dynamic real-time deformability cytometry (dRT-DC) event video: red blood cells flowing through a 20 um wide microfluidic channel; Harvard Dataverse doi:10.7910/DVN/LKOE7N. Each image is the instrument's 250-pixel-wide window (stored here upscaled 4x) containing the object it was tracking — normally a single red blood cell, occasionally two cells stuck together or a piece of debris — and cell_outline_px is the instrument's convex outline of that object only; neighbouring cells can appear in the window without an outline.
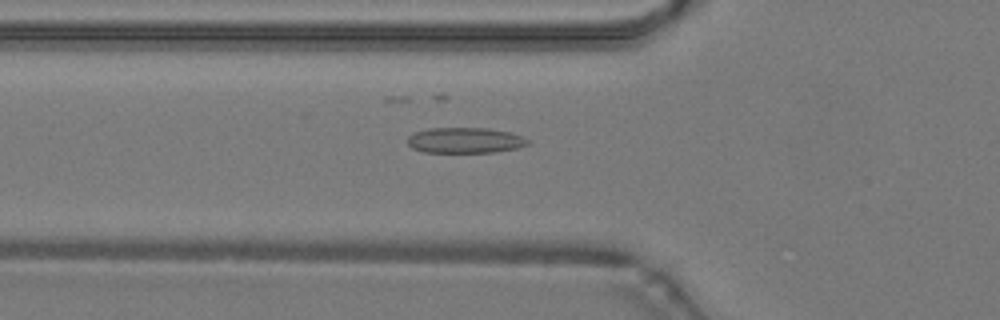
{"species": "common noctule bat (a hibernating species)", "species_latin": "Nyctalus noctula", "temperature_condition": "warm", "stored_images_in_passage": 48, "camera_frame_rate_fps": 3000, "um_per_image_px": 0.085, "animal": {"sex": "male", "body_mass_g": 19.2, "forearm_length_mm": 51.8}, "frame": {"image": 1, "passage_image": 17, "time_ms": 5.333, "image_size_px": [1000, 320], "cell_outline_px": [[532, 140], [528, 144], [516, 148], [492, 152], [424, 152], [412, 148], [408, 144], [408, 136], [412, 132], [428, 128], [488, 128], [508, 132]], "centroid_in_image_um": [39.49, 11.92], "position_along_channel_um": 86.3, "area_um2": 17.92}}
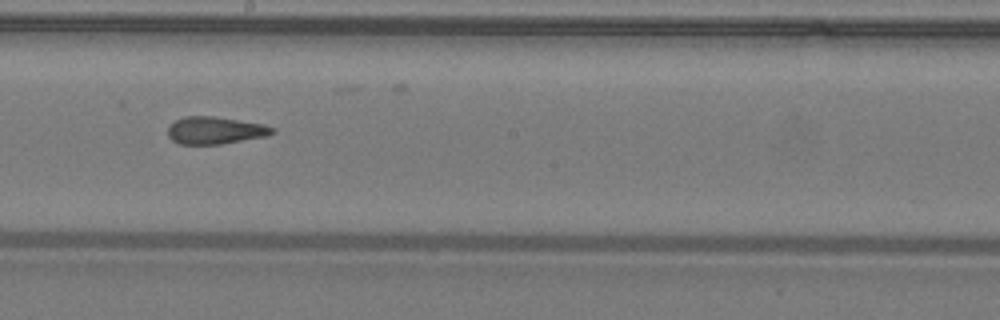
{"frame": {"image": 2, "passage_image": 27, "time_ms": 8.667, "image_size_px": [1000, 320], "cell_outline_px": [[276, 132], [268, 136], [220, 144], [180, 144], [172, 140], [168, 136], [168, 128], [176, 120], [184, 116], [212, 116], [264, 124], [276, 128]], "centroid_in_image_um": [18.32, 11.08], "position_along_channel_um": 229.9, "area_um2": 16.65}}
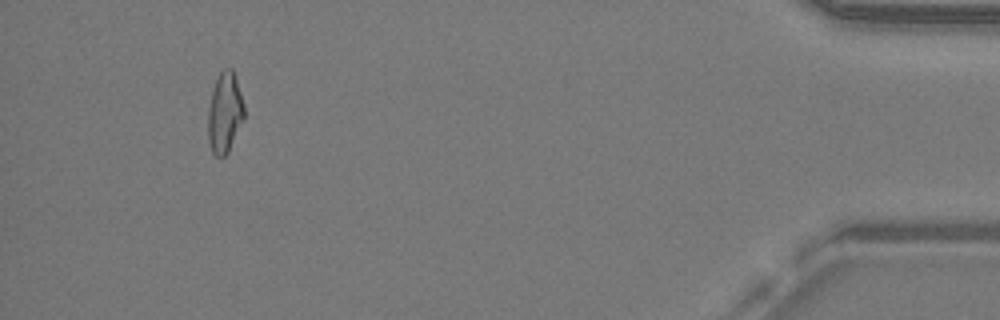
{"frame": {"image": 3, "passage_image": 45, "time_ms": 14.667, "image_size_px": [1000, 320], "cell_outline_px": [[244, 120], [228, 152], [224, 156], [216, 156], [212, 152], [208, 140], [208, 108], [212, 92], [216, 80], [220, 72], [224, 68], [232, 68], [244, 104]], "centroid_in_image_um": [19.1, 9.6], "position_along_channel_um": 416.1, "area_um2": 16.88}, "authors_computed_cell_mechanics": {"area_um2": 17.1955, "velocity_mm_per_s": 4.2844, "shape_relaxation_time_tau1_ms": null, "shape_relaxation_time_tau2_ms": 2.0203, "deformation_change_tau1": null, "deformation_change_tau2": 0.102}}